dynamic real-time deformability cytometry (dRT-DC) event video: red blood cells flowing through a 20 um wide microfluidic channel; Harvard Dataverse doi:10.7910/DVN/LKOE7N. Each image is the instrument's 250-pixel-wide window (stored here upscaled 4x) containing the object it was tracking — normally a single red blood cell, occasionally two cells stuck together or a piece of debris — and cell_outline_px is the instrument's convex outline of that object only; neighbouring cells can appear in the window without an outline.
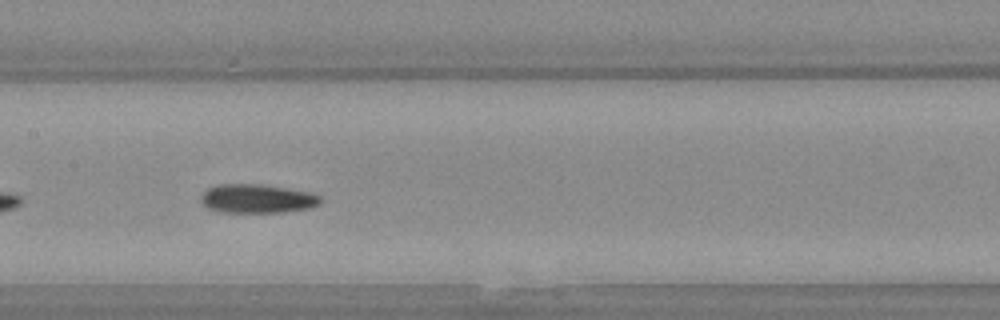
{"species": "Egyptian fruit bat (a non-hibernating species)", "species_latin": "Rousettus aegyptiacus", "temperature_condition": "warm", "stored_images_in_passage": 36, "camera_frame_rate_fps": 3000, "um_per_image_px": 0.085, "animal": {"sex": "female"}, "frame": {"image": 1, "passage_image": 11, "time_ms": 3.333, "image_size_px": [1000, 320], "cell_outline_px": [[320, 204], [308, 208], [284, 212], [216, 212], [208, 208], [200, 200], [200, 196], [208, 188], [220, 184], [260, 184], [308, 192], [320, 196]], "centroid_in_image_um": [21.81, 16.89], "position_along_channel_um": 185.6, "area_um2": 19.94}}
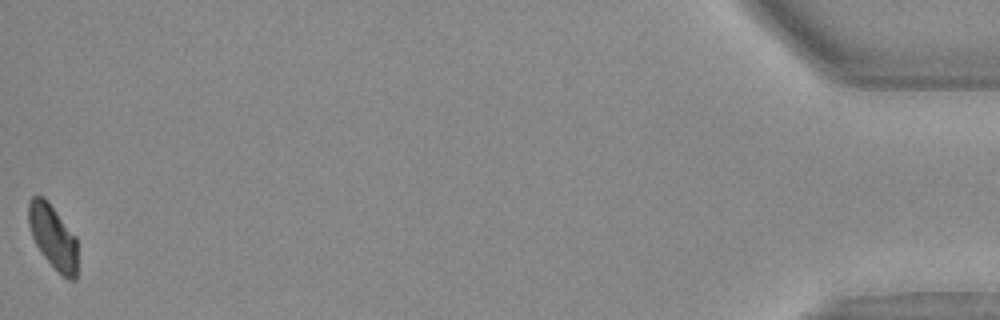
{"frame": {"image": 2, "passage_image": 36, "time_ms": 11.667, "image_size_px": [1000, 320], "cell_outline_px": [[76, 280], [68, 280], [44, 256], [36, 244], [32, 236], [28, 224], [28, 204], [32, 196], [44, 196], [48, 200], [76, 236]], "centroid_in_image_um": [4.49, 20.07], "position_along_channel_um": 430.7, "area_um2": 18.09}}